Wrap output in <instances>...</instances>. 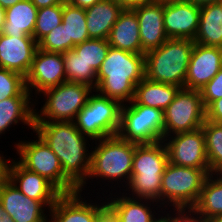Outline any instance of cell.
Returning a JSON list of instances; mask_svg holds the SVG:
<instances>
[{"mask_svg": "<svg viewBox=\"0 0 222 222\" xmlns=\"http://www.w3.org/2000/svg\"><path fill=\"white\" fill-rule=\"evenodd\" d=\"M33 132L56 154L64 175L78 191L85 190L91 168V152L86 145L91 139L85 137L74 122L67 121L35 122Z\"/></svg>", "mask_w": 222, "mask_h": 222, "instance_id": "obj_1", "label": "cell"}, {"mask_svg": "<svg viewBox=\"0 0 222 222\" xmlns=\"http://www.w3.org/2000/svg\"><path fill=\"white\" fill-rule=\"evenodd\" d=\"M145 77L144 54L109 48L97 72L93 92L117 100L121 105L133 100L136 85Z\"/></svg>", "mask_w": 222, "mask_h": 222, "instance_id": "obj_2", "label": "cell"}, {"mask_svg": "<svg viewBox=\"0 0 222 222\" xmlns=\"http://www.w3.org/2000/svg\"><path fill=\"white\" fill-rule=\"evenodd\" d=\"M168 153L163 141L136 144L132 162L131 179L127 185L128 196L156 201L161 206L162 174L168 164ZM129 186V187H128Z\"/></svg>", "mask_w": 222, "mask_h": 222, "instance_id": "obj_3", "label": "cell"}, {"mask_svg": "<svg viewBox=\"0 0 222 222\" xmlns=\"http://www.w3.org/2000/svg\"><path fill=\"white\" fill-rule=\"evenodd\" d=\"M194 41L167 39L159 48L144 54L145 77L154 82L185 88Z\"/></svg>", "mask_w": 222, "mask_h": 222, "instance_id": "obj_4", "label": "cell"}, {"mask_svg": "<svg viewBox=\"0 0 222 222\" xmlns=\"http://www.w3.org/2000/svg\"><path fill=\"white\" fill-rule=\"evenodd\" d=\"M95 145V147L92 146L93 150H89L91 151V168L88 178H102L103 181L109 180V183L119 181L124 186L121 181L123 180L127 183L125 184L127 187L131 179L135 143L113 135L95 141Z\"/></svg>", "mask_w": 222, "mask_h": 222, "instance_id": "obj_5", "label": "cell"}, {"mask_svg": "<svg viewBox=\"0 0 222 222\" xmlns=\"http://www.w3.org/2000/svg\"><path fill=\"white\" fill-rule=\"evenodd\" d=\"M208 175L203 169L168 162L161 180V205L167 207L170 204L169 207L174 209L192 208Z\"/></svg>", "mask_w": 222, "mask_h": 222, "instance_id": "obj_6", "label": "cell"}, {"mask_svg": "<svg viewBox=\"0 0 222 222\" xmlns=\"http://www.w3.org/2000/svg\"><path fill=\"white\" fill-rule=\"evenodd\" d=\"M92 91L88 85L67 81L43 91L46 101L40 113L35 109V122H74Z\"/></svg>", "mask_w": 222, "mask_h": 222, "instance_id": "obj_7", "label": "cell"}, {"mask_svg": "<svg viewBox=\"0 0 222 222\" xmlns=\"http://www.w3.org/2000/svg\"><path fill=\"white\" fill-rule=\"evenodd\" d=\"M121 106L117 100L91 93L74 120L76 128L93 142L117 135Z\"/></svg>", "mask_w": 222, "mask_h": 222, "instance_id": "obj_8", "label": "cell"}, {"mask_svg": "<svg viewBox=\"0 0 222 222\" xmlns=\"http://www.w3.org/2000/svg\"><path fill=\"white\" fill-rule=\"evenodd\" d=\"M164 111L141 104H123L117 135L136 144L163 141Z\"/></svg>", "mask_w": 222, "mask_h": 222, "instance_id": "obj_9", "label": "cell"}, {"mask_svg": "<svg viewBox=\"0 0 222 222\" xmlns=\"http://www.w3.org/2000/svg\"><path fill=\"white\" fill-rule=\"evenodd\" d=\"M35 141L15 143L19 162L28 170L38 173L50 181L61 193H73L78 188L64 175L59 158L39 137Z\"/></svg>", "mask_w": 222, "mask_h": 222, "instance_id": "obj_10", "label": "cell"}, {"mask_svg": "<svg viewBox=\"0 0 222 222\" xmlns=\"http://www.w3.org/2000/svg\"><path fill=\"white\" fill-rule=\"evenodd\" d=\"M206 120L201 92L180 88L164 110L163 138L200 129Z\"/></svg>", "mask_w": 222, "mask_h": 222, "instance_id": "obj_11", "label": "cell"}, {"mask_svg": "<svg viewBox=\"0 0 222 222\" xmlns=\"http://www.w3.org/2000/svg\"><path fill=\"white\" fill-rule=\"evenodd\" d=\"M163 142L167 149L169 163L203 169L211 174L202 128L170 135V137L163 138Z\"/></svg>", "mask_w": 222, "mask_h": 222, "instance_id": "obj_12", "label": "cell"}, {"mask_svg": "<svg viewBox=\"0 0 222 222\" xmlns=\"http://www.w3.org/2000/svg\"><path fill=\"white\" fill-rule=\"evenodd\" d=\"M66 82L62 53L46 52L38 48L29 73L25 77L29 93L40 95L43 91ZM32 88V89H31Z\"/></svg>", "mask_w": 222, "mask_h": 222, "instance_id": "obj_13", "label": "cell"}, {"mask_svg": "<svg viewBox=\"0 0 222 222\" xmlns=\"http://www.w3.org/2000/svg\"><path fill=\"white\" fill-rule=\"evenodd\" d=\"M200 20V6L189 0L164 1V28L168 38L194 40Z\"/></svg>", "mask_w": 222, "mask_h": 222, "instance_id": "obj_14", "label": "cell"}, {"mask_svg": "<svg viewBox=\"0 0 222 222\" xmlns=\"http://www.w3.org/2000/svg\"><path fill=\"white\" fill-rule=\"evenodd\" d=\"M12 160L7 166V178L26 196L50 210L62 193L45 177L25 168L18 159Z\"/></svg>", "mask_w": 222, "mask_h": 222, "instance_id": "obj_15", "label": "cell"}, {"mask_svg": "<svg viewBox=\"0 0 222 222\" xmlns=\"http://www.w3.org/2000/svg\"><path fill=\"white\" fill-rule=\"evenodd\" d=\"M0 203L15 222H49L43 210L46 207L22 193L8 178L0 181Z\"/></svg>", "mask_w": 222, "mask_h": 222, "instance_id": "obj_16", "label": "cell"}, {"mask_svg": "<svg viewBox=\"0 0 222 222\" xmlns=\"http://www.w3.org/2000/svg\"><path fill=\"white\" fill-rule=\"evenodd\" d=\"M222 67V49L194 43L188 65L185 88L201 91Z\"/></svg>", "mask_w": 222, "mask_h": 222, "instance_id": "obj_17", "label": "cell"}, {"mask_svg": "<svg viewBox=\"0 0 222 222\" xmlns=\"http://www.w3.org/2000/svg\"><path fill=\"white\" fill-rule=\"evenodd\" d=\"M37 50L38 43L32 36L11 37L0 33V68L26 77Z\"/></svg>", "mask_w": 222, "mask_h": 222, "instance_id": "obj_18", "label": "cell"}, {"mask_svg": "<svg viewBox=\"0 0 222 222\" xmlns=\"http://www.w3.org/2000/svg\"><path fill=\"white\" fill-rule=\"evenodd\" d=\"M87 201L80 191L62 193L49 210V222H95L99 212L107 205L106 201L99 204Z\"/></svg>", "mask_w": 222, "mask_h": 222, "instance_id": "obj_19", "label": "cell"}, {"mask_svg": "<svg viewBox=\"0 0 222 222\" xmlns=\"http://www.w3.org/2000/svg\"><path fill=\"white\" fill-rule=\"evenodd\" d=\"M137 15L140 38L141 54L159 48L167 39L164 28V1H153L133 9Z\"/></svg>", "mask_w": 222, "mask_h": 222, "instance_id": "obj_20", "label": "cell"}, {"mask_svg": "<svg viewBox=\"0 0 222 222\" xmlns=\"http://www.w3.org/2000/svg\"><path fill=\"white\" fill-rule=\"evenodd\" d=\"M140 27L134 10L124 9L113 25L107 41L111 47L141 54Z\"/></svg>", "mask_w": 222, "mask_h": 222, "instance_id": "obj_21", "label": "cell"}, {"mask_svg": "<svg viewBox=\"0 0 222 222\" xmlns=\"http://www.w3.org/2000/svg\"><path fill=\"white\" fill-rule=\"evenodd\" d=\"M124 9L116 0H101L85 9L90 39L107 40L113 25Z\"/></svg>", "mask_w": 222, "mask_h": 222, "instance_id": "obj_22", "label": "cell"}, {"mask_svg": "<svg viewBox=\"0 0 222 222\" xmlns=\"http://www.w3.org/2000/svg\"><path fill=\"white\" fill-rule=\"evenodd\" d=\"M122 194L121 197L116 198L113 195L115 198L112 196L106 200V204L117 214L121 222H156L161 216L158 214L157 218L154 215L156 213V211H152L155 208L154 205L150 208L151 204L156 201L130 197L127 196L128 193Z\"/></svg>", "mask_w": 222, "mask_h": 222, "instance_id": "obj_23", "label": "cell"}, {"mask_svg": "<svg viewBox=\"0 0 222 222\" xmlns=\"http://www.w3.org/2000/svg\"><path fill=\"white\" fill-rule=\"evenodd\" d=\"M38 9L31 0H21L5 9V23L2 34L15 36H32Z\"/></svg>", "mask_w": 222, "mask_h": 222, "instance_id": "obj_24", "label": "cell"}, {"mask_svg": "<svg viewBox=\"0 0 222 222\" xmlns=\"http://www.w3.org/2000/svg\"><path fill=\"white\" fill-rule=\"evenodd\" d=\"M31 97H11L0 101V135L22 122L34 130L36 102ZM31 103V104H30ZM31 105V106H30Z\"/></svg>", "mask_w": 222, "mask_h": 222, "instance_id": "obj_25", "label": "cell"}, {"mask_svg": "<svg viewBox=\"0 0 222 222\" xmlns=\"http://www.w3.org/2000/svg\"><path fill=\"white\" fill-rule=\"evenodd\" d=\"M181 87L154 82L144 77L135 87L132 104H141L164 111Z\"/></svg>", "mask_w": 222, "mask_h": 222, "instance_id": "obj_26", "label": "cell"}, {"mask_svg": "<svg viewBox=\"0 0 222 222\" xmlns=\"http://www.w3.org/2000/svg\"><path fill=\"white\" fill-rule=\"evenodd\" d=\"M193 41L203 46L222 47V2L200 7L198 31Z\"/></svg>", "mask_w": 222, "mask_h": 222, "instance_id": "obj_27", "label": "cell"}, {"mask_svg": "<svg viewBox=\"0 0 222 222\" xmlns=\"http://www.w3.org/2000/svg\"><path fill=\"white\" fill-rule=\"evenodd\" d=\"M192 209L205 219L222 215V173L208 175Z\"/></svg>", "mask_w": 222, "mask_h": 222, "instance_id": "obj_28", "label": "cell"}, {"mask_svg": "<svg viewBox=\"0 0 222 222\" xmlns=\"http://www.w3.org/2000/svg\"><path fill=\"white\" fill-rule=\"evenodd\" d=\"M62 26L67 33V51L75 45L89 40L85 9L63 3Z\"/></svg>", "mask_w": 222, "mask_h": 222, "instance_id": "obj_29", "label": "cell"}, {"mask_svg": "<svg viewBox=\"0 0 222 222\" xmlns=\"http://www.w3.org/2000/svg\"><path fill=\"white\" fill-rule=\"evenodd\" d=\"M201 128L205 135L210 173H222V123L205 120Z\"/></svg>", "mask_w": 222, "mask_h": 222, "instance_id": "obj_30", "label": "cell"}, {"mask_svg": "<svg viewBox=\"0 0 222 222\" xmlns=\"http://www.w3.org/2000/svg\"><path fill=\"white\" fill-rule=\"evenodd\" d=\"M67 82L82 83L96 89L97 72L73 50L62 53Z\"/></svg>", "mask_w": 222, "mask_h": 222, "instance_id": "obj_31", "label": "cell"}, {"mask_svg": "<svg viewBox=\"0 0 222 222\" xmlns=\"http://www.w3.org/2000/svg\"><path fill=\"white\" fill-rule=\"evenodd\" d=\"M110 45L107 40L89 39L77 44L72 49L88 67H92L96 72L101 67L102 62L108 54Z\"/></svg>", "mask_w": 222, "mask_h": 222, "instance_id": "obj_32", "label": "cell"}, {"mask_svg": "<svg viewBox=\"0 0 222 222\" xmlns=\"http://www.w3.org/2000/svg\"><path fill=\"white\" fill-rule=\"evenodd\" d=\"M62 15L63 4L38 9L33 34L37 43L54 28L61 25Z\"/></svg>", "mask_w": 222, "mask_h": 222, "instance_id": "obj_33", "label": "cell"}, {"mask_svg": "<svg viewBox=\"0 0 222 222\" xmlns=\"http://www.w3.org/2000/svg\"><path fill=\"white\" fill-rule=\"evenodd\" d=\"M25 77L19 73L0 68V101L11 97H30Z\"/></svg>", "mask_w": 222, "mask_h": 222, "instance_id": "obj_34", "label": "cell"}, {"mask_svg": "<svg viewBox=\"0 0 222 222\" xmlns=\"http://www.w3.org/2000/svg\"><path fill=\"white\" fill-rule=\"evenodd\" d=\"M38 48L46 52L64 53L67 51V33L62 24L54 28L38 42Z\"/></svg>", "mask_w": 222, "mask_h": 222, "instance_id": "obj_35", "label": "cell"}, {"mask_svg": "<svg viewBox=\"0 0 222 222\" xmlns=\"http://www.w3.org/2000/svg\"><path fill=\"white\" fill-rule=\"evenodd\" d=\"M205 109L213 102L222 98V67L200 91Z\"/></svg>", "mask_w": 222, "mask_h": 222, "instance_id": "obj_36", "label": "cell"}, {"mask_svg": "<svg viewBox=\"0 0 222 222\" xmlns=\"http://www.w3.org/2000/svg\"><path fill=\"white\" fill-rule=\"evenodd\" d=\"M173 210V215L170 214L171 211L166 213L167 222H205V218L197 214L192 208Z\"/></svg>", "mask_w": 222, "mask_h": 222, "instance_id": "obj_37", "label": "cell"}, {"mask_svg": "<svg viewBox=\"0 0 222 222\" xmlns=\"http://www.w3.org/2000/svg\"><path fill=\"white\" fill-rule=\"evenodd\" d=\"M206 120L216 123H222V98L213 101L206 108Z\"/></svg>", "mask_w": 222, "mask_h": 222, "instance_id": "obj_38", "label": "cell"}, {"mask_svg": "<svg viewBox=\"0 0 222 222\" xmlns=\"http://www.w3.org/2000/svg\"><path fill=\"white\" fill-rule=\"evenodd\" d=\"M95 222H121L117 214L106 205L97 215Z\"/></svg>", "mask_w": 222, "mask_h": 222, "instance_id": "obj_39", "label": "cell"}, {"mask_svg": "<svg viewBox=\"0 0 222 222\" xmlns=\"http://www.w3.org/2000/svg\"><path fill=\"white\" fill-rule=\"evenodd\" d=\"M119 2L123 9L133 10L136 7H139L143 4L150 3L156 0H116Z\"/></svg>", "mask_w": 222, "mask_h": 222, "instance_id": "obj_40", "label": "cell"}, {"mask_svg": "<svg viewBox=\"0 0 222 222\" xmlns=\"http://www.w3.org/2000/svg\"><path fill=\"white\" fill-rule=\"evenodd\" d=\"M31 2L36 6L37 9L63 4L62 0H31Z\"/></svg>", "mask_w": 222, "mask_h": 222, "instance_id": "obj_41", "label": "cell"}, {"mask_svg": "<svg viewBox=\"0 0 222 222\" xmlns=\"http://www.w3.org/2000/svg\"><path fill=\"white\" fill-rule=\"evenodd\" d=\"M99 1L101 0H71L69 3L74 6L86 9L88 7L95 5Z\"/></svg>", "mask_w": 222, "mask_h": 222, "instance_id": "obj_42", "label": "cell"}, {"mask_svg": "<svg viewBox=\"0 0 222 222\" xmlns=\"http://www.w3.org/2000/svg\"><path fill=\"white\" fill-rule=\"evenodd\" d=\"M10 159H5L4 155L0 154V181L7 178V166Z\"/></svg>", "mask_w": 222, "mask_h": 222, "instance_id": "obj_43", "label": "cell"}, {"mask_svg": "<svg viewBox=\"0 0 222 222\" xmlns=\"http://www.w3.org/2000/svg\"><path fill=\"white\" fill-rule=\"evenodd\" d=\"M0 222H15L8 213L3 209L2 204L0 203Z\"/></svg>", "mask_w": 222, "mask_h": 222, "instance_id": "obj_44", "label": "cell"}, {"mask_svg": "<svg viewBox=\"0 0 222 222\" xmlns=\"http://www.w3.org/2000/svg\"><path fill=\"white\" fill-rule=\"evenodd\" d=\"M192 3H194L197 6H203V5H207V4H212V3H221L222 0H189Z\"/></svg>", "mask_w": 222, "mask_h": 222, "instance_id": "obj_45", "label": "cell"}, {"mask_svg": "<svg viewBox=\"0 0 222 222\" xmlns=\"http://www.w3.org/2000/svg\"><path fill=\"white\" fill-rule=\"evenodd\" d=\"M21 0H0V6L4 9H7Z\"/></svg>", "mask_w": 222, "mask_h": 222, "instance_id": "obj_46", "label": "cell"}, {"mask_svg": "<svg viewBox=\"0 0 222 222\" xmlns=\"http://www.w3.org/2000/svg\"><path fill=\"white\" fill-rule=\"evenodd\" d=\"M5 9L0 6V33H2L4 23H5Z\"/></svg>", "mask_w": 222, "mask_h": 222, "instance_id": "obj_47", "label": "cell"}, {"mask_svg": "<svg viewBox=\"0 0 222 222\" xmlns=\"http://www.w3.org/2000/svg\"><path fill=\"white\" fill-rule=\"evenodd\" d=\"M205 222H222V215H216L205 219Z\"/></svg>", "mask_w": 222, "mask_h": 222, "instance_id": "obj_48", "label": "cell"}, {"mask_svg": "<svg viewBox=\"0 0 222 222\" xmlns=\"http://www.w3.org/2000/svg\"><path fill=\"white\" fill-rule=\"evenodd\" d=\"M156 222H167L166 215H161V217Z\"/></svg>", "mask_w": 222, "mask_h": 222, "instance_id": "obj_49", "label": "cell"}, {"mask_svg": "<svg viewBox=\"0 0 222 222\" xmlns=\"http://www.w3.org/2000/svg\"><path fill=\"white\" fill-rule=\"evenodd\" d=\"M71 0H62L63 3H69Z\"/></svg>", "mask_w": 222, "mask_h": 222, "instance_id": "obj_50", "label": "cell"}]
</instances>
